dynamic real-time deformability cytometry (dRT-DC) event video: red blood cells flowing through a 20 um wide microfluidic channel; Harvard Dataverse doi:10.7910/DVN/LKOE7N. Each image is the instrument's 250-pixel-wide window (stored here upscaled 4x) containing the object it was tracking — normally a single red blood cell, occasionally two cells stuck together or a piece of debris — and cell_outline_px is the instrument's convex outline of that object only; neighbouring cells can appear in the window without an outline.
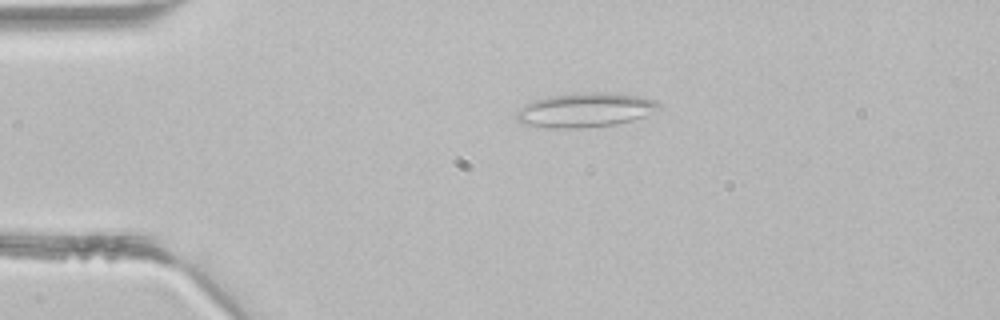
{"species": "common noctule bat (a hibernating species)", "species_latin": "Nyctalus noctula", "temperature_condition": "room temperature", "stored_images_in_passage": 3, "camera_frame_rate_fps": 3000, "um_per_image_px": 0.085, "animal": {"sex": "male", "body_mass_g": 21.5, "forearm_length_mm": 52.0}, "frame": {"image": 1, "passage_image": 1, "time_ms": 0.0, "image_size_px": [1000, 320], "cell_outline_px": [[664, 108], [644, 116], [632, 120], [616, 124], [584, 128], [544, 128], [524, 124], [516, 116], [516, 112], [520, 108], [532, 100], [548, 96], [636, 96], [656, 100]], "centroid_in_image_um": [49.72, 9.43], "position_along_channel_um": 35.3, "area_um2": 27.05}}
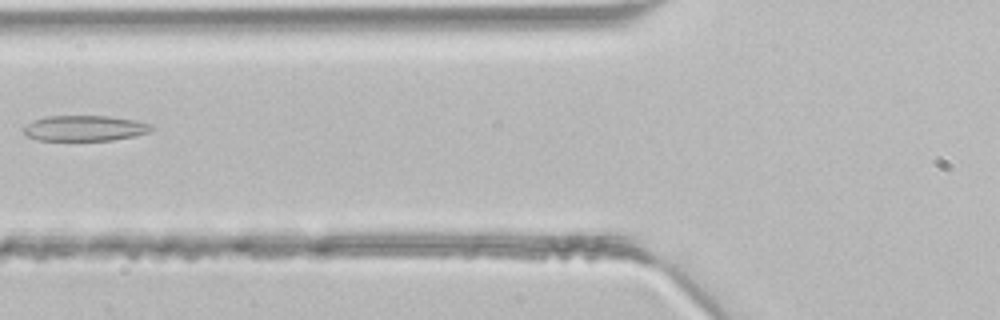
{"frame": {"image": 2, "passage_image": 3, "time_ms": 0.667, "image_size_px": [1000, 320], "cell_outline_px": [[152, 128], [148, 132], [136, 136], [112, 140], [40, 140], [28, 136], [24, 132], [24, 128], [32, 120], [44, 116], [108, 116], [136, 120], [152, 124]], "centroid_in_image_um": [7.22, 10.89], "position_along_channel_um": 118.6, "area_um2": 18.96}}